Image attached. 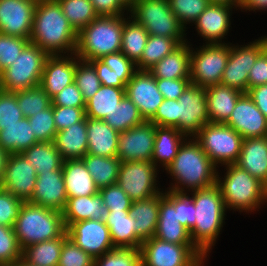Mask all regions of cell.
I'll return each mask as SVG.
<instances>
[{"instance_id": "1", "label": "cell", "mask_w": 267, "mask_h": 266, "mask_svg": "<svg viewBox=\"0 0 267 266\" xmlns=\"http://www.w3.org/2000/svg\"><path fill=\"white\" fill-rule=\"evenodd\" d=\"M77 32L64 16L57 0L36 4L30 42L48 55L73 54Z\"/></svg>"}, {"instance_id": "2", "label": "cell", "mask_w": 267, "mask_h": 266, "mask_svg": "<svg viewBox=\"0 0 267 266\" xmlns=\"http://www.w3.org/2000/svg\"><path fill=\"white\" fill-rule=\"evenodd\" d=\"M164 170L174 182L167 190L188 193L215 184L218 169L194 137H188Z\"/></svg>"}, {"instance_id": "3", "label": "cell", "mask_w": 267, "mask_h": 266, "mask_svg": "<svg viewBox=\"0 0 267 266\" xmlns=\"http://www.w3.org/2000/svg\"><path fill=\"white\" fill-rule=\"evenodd\" d=\"M195 205V225L189 234L194 246L207 258L226 220V206L217 183L191 191Z\"/></svg>"}, {"instance_id": "4", "label": "cell", "mask_w": 267, "mask_h": 266, "mask_svg": "<svg viewBox=\"0 0 267 266\" xmlns=\"http://www.w3.org/2000/svg\"><path fill=\"white\" fill-rule=\"evenodd\" d=\"M224 167V178L218 170L216 183L220 187L227 210L251 213L265 205L267 186L264 183L235 164Z\"/></svg>"}, {"instance_id": "5", "label": "cell", "mask_w": 267, "mask_h": 266, "mask_svg": "<svg viewBox=\"0 0 267 266\" xmlns=\"http://www.w3.org/2000/svg\"><path fill=\"white\" fill-rule=\"evenodd\" d=\"M14 232L22 250L32 244L61 237L66 232L62 211L24 201Z\"/></svg>"}, {"instance_id": "6", "label": "cell", "mask_w": 267, "mask_h": 266, "mask_svg": "<svg viewBox=\"0 0 267 266\" xmlns=\"http://www.w3.org/2000/svg\"><path fill=\"white\" fill-rule=\"evenodd\" d=\"M122 16H98L77 34L75 55L84 61L121 52Z\"/></svg>"}, {"instance_id": "7", "label": "cell", "mask_w": 267, "mask_h": 266, "mask_svg": "<svg viewBox=\"0 0 267 266\" xmlns=\"http://www.w3.org/2000/svg\"><path fill=\"white\" fill-rule=\"evenodd\" d=\"M129 13L149 35L172 38L180 45L188 42L187 30L170 9L168 0H135Z\"/></svg>"}, {"instance_id": "8", "label": "cell", "mask_w": 267, "mask_h": 266, "mask_svg": "<svg viewBox=\"0 0 267 266\" xmlns=\"http://www.w3.org/2000/svg\"><path fill=\"white\" fill-rule=\"evenodd\" d=\"M48 56L30 42L14 63L0 73V89L16 92L38 86Z\"/></svg>"}, {"instance_id": "9", "label": "cell", "mask_w": 267, "mask_h": 266, "mask_svg": "<svg viewBox=\"0 0 267 266\" xmlns=\"http://www.w3.org/2000/svg\"><path fill=\"white\" fill-rule=\"evenodd\" d=\"M212 163L221 166L235 164L239 158L243 138L224 123H208L194 136Z\"/></svg>"}, {"instance_id": "10", "label": "cell", "mask_w": 267, "mask_h": 266, "mask_svg": "<svg viewBox=\"0 0 267 266\" xmlns=\"http://www.w3.org/2000/svg\"><path fill=\"white\" fill-rule=\"evenodd\" d=\"M190 44V80L192 85L209 87L220 84L230 53V42L205 44L192 48Z\"/></svg>"}, {"instance_id": "11", "label": "cell", "mask_w": 267, "mask_h": 266, "mask_svg": "<svg viewBox=\"0 0 267 266\" xmlns=\"http://www.w3.org/2000/svg\"><path fill=\"white\" fill-rule=\"evenodd\" d=\"M141 266H198L208 260L194 244H173L152 237L140 247Z\"/></svg>"}, {"instance_id": "12", "label": "cell", "mask_w": 267, "mask_h": 266, "mask_svg": "<svg viewBox=\"0 0 267 266\" xmlns=\"http://www.w3.org/2000/svg\"><path fill=\"white\" fill-rule=\"evenodd\" d=\"M266 48L267 36L259 37L247 45L230 43V53L220 84L247 93L248 73Z\"/></svg>"}, {"instance_id": "13", "label": "cell", "mask_w": 267, "mask_h": 266, "mask_svg": "<svg viewBox=\"0 0 267 266\" xmlns=\"http://www.w3.org/2000/svg\"><path fill=\"white\" fill-rule=\"evenodd\" d=\"M158 171L151 161L121 162L117 184L132 201L147 199L162 190L157 184Z\"/></svg>"}, {"instance_id": "14", "label": "cell", "mask_w": 267, "mask_h": 266, "mask_svg": "<svg viewBox=\"0 0 267 266\" xmlns=\"http://www.w3.org/2000/svg\"><path fill=\"white\" fill-rule=\"evenodd\" d=\"M208 123L206 88L190 84L177 99V130L194 137Z\"/></svg>"}, {"instance_id": "15", "label": "cell", "mask_w": 267, "mask_h": 266, "mask_svg": "<svg viewBox=\"0 0 267 266\" xmlns=\"http://www.w3.org/2000/svg\"><path fill=\"white\" fill-rule=\"evenodd\" d=\"M155 140V124L144 121L118 135L117 157L121 162L151 161Z\"/></svg>"}, {"instance_id": "16", "label": "cell", "mask_w": 267, "mask_h": 266, "mask_svg": "<svg viewBox=\"0 0 267 266\" xmlns=\"http://www.w3.org/2000/svg\"><path fill=\"white\" fill-rule=\"evenodd\" d=\"M66 231L68 238L94 259L115 249L105 220L89 219L75 222Z\"/></svg>"}, {"instance_id": "17", "label": "cell", "mask_w": 267, "mask_h": 266, "mask_svg": "<svg viewBox=\"0 0 267 266\" xmlns=\"http://www.w3.org/2000/svg\"><path fill=\"white\" fill-rule=\"evenodd\" d=\"M37 181L36 170L22 153L9 154L0 187L22 201H28Z\"/></svg>"}, {"instance_id": "18", "label": "cell", "mask_w": 267, "mask_h": 266, "mask_svg": "<svg viewBox=\"0 0 267 266\" xmlns=\"http://www.w3.org/2000/svg\"><path fill=\"white\" fill-rule=\"evenodd\" d=\"M125 91L145 121L155 115L164 99L157 87L156 78L149 71L137 70L126 84Z\"/></svg>"}, {"instance_id": "19", "label": "cell", "mask_w": 267, "mask_h": 266, "mask_svg": "<svg viewBox=\"0 0 267 266\" xmlns=\"http://www.w3.org/2000/svg\"><path fill=\"white\" fill-rule=\"evenodd\" d=\"M224 124L233 128L243 139L267 136V118L247 93L238 98L231 116Z\"/></svg>"}, {"instance_id": "20", "label": "cell", "mask_w": 267, "mask_h": 266, "mask_svg": "<svg viewBox=\"0 0 267 266\" xmlns=\"http://www.w3.org/2000/svg\"><path fill=\"white\" fill-rule=\"evenodd\" d=\"M35 6L29 0H0V33L30 39Z\"/></svg>"}, {"instance_id": "21", "label": "cell", "mask_w": 267, "mask_h": 266, "mask_svg": "<svg viewBox=\"0 0 267 266\" xmlns=\"http://www.w3.org/2000/svg\"><path fill=\"white\" fill-rule=\"evenodd\" d=\"M233 8L239 9L236 5L210 3L200 14L193 24L205 44H225L222 39L229 33Z\"/></svg>"}, {"instance_id": "22", "label": "cell", "mask_w": 267, "mask_h": 266, "mask_svg": "<svg viewBox=\"0 0 267 266\" xmlns=\"http://www.w3.org/2000/svg\"><path fill=\"white\" fill-rule=\"evenodd\" d=\"M67 55V56H66ZM76 55H49L46 59L39 86L52 99L67 85L74 82Z\"/></svg>"}, {"instance_id": "23", "label": "cell", "mask_w": 267, "mask_h": 266, "mask_svg": "<svg viewBox=\"0 0 267 266\" xmlns=\"http://www.w3.org/2000/svg\"><path fill=\"white\" fill-rule=\"evenodd\" d=\"M67 199L63 170L61 168L38 174L34 192L28 201L43 207L63 211Z\"/></svg>"}, {"instance_id": "24", "label": "cell", "mask_w": 267, "mask_h": 266, "mask_svg": "<svg viewBox=\"0 0 267 266\" xmlns=\"http://www.w3.org/2000/svg\"><path fill=\"white\" fill-rule=\"evenodd\" d=\"M235 165L267 186V136L243 139Z\"/></svg>"}, {"instance_id": "25", "label": "cell", "mask_w": 267, "mask_h": 266, "mask_svg": "<svg viewBox=\"0 0 267 266\" xmlns=\"http://www.w3.org/2000/svg\"><path fill=\"white\" fill-rule=\"evenodd\" d=\"M108 211L98 192L95 195L68 198L62 215L67 229L72 223L83 220L103 221L106 219Z\"/></svg>"}, {"instance_id": "26", "label": "cell", "mask_w": 267, "mask_h": 266, "mask_svg": "<svg viewBox=\"0 0 267 266\" xmlns=\"http://www.w3.org/2000/svg\"><path fill=\"white\" fill-rule=\"evenodd\" d=\"M154 237L173 244H193L189 231L179 221L178 208H175L165 196L160 199Z\"/></svg>"}, {"instance_id": "27", "label": "cell", "mask_w": 267, "mask_h": 266, "mask_svg": "<svg viewBox=\"0 0 267 266\" xmlns=\"http://www.w3.org/2000/svg\"><path fill=\"white\" fill-rule=\"evenodd\" d=\"M87 154L102 157H117L118 135L104 120L86 117Z\"/></svg>"}, {"instance_id": "28", "label": "cell", "mask_w": 267, "mask_h": 266, "mask_svg": "<svg viewBox=\"0 0 267 266\" xmlns=\"http://www.w3.org/2000/svg\"><path fill=\"white\" fill-rule=\"evenodd\" d=\"M163 190L147 199L133 201L129 215L136 220V235L143 242L155 236Z\"/></svg>"}, {"instance_id": "29", "label": "cell", "mask_w": 267, "mask_h": 266, "mask_svg": "<svg viewBox=\"0 0 267 266\" xmlns=\"http://www.w3.org/2000/svg\"><path fill=\"white\" fill-rule=\"evenodd\" d=\"M243 93L222 84L206 87L208 117L211 123H225Z\"/></svg>"}, {"instance_id": "30", "label": "cell", "mask_w": 267, "mask_h": 266, "mask_svg": "<svg viewBox=\"0 0 267 266\" xmlns=\"http://www.w3.org/2000/svg\"><path fill=\"white\" fill-rule=\"evenodd\" d=\"M53 142L63 160L82 159L88 147L86 117L57 132Z\"/></svg>"}, {"instance_id": "31", "label": "cell", "mask_w": 267, "mask_h": 266, "mask_svg": "<svg viewBox=\"0 0 267 266\" xmlns=\"http://www.w3.org/2000/svg\"><path fill=\"white\" fill-rule=\"evenodd\" d=\"M62 170L68 198L95 195L99 192L81 159L64 160Z\"/></svg>"}, {"instance_id": "32", "label": "cell", "mask_w": 267, "mask_h": 266, "mask_svg": "<svg viewBox=\"0 0 267 266\" xmlns=\"http://www.w3.org/2000/svg\"><path fill=\"white\" fill-rule=\"evenodd\" d=\"M105 223L115 248L140 249L142 241L136 235V220L129 211H108Z\"/></svg>"}, {"instance_id": "33", "label": "cell", "mask_w": 267, "mask_h": 266, "mask_svg": "<svg viewBox=\"0 0 267 266\" xmlns=\"http://www.w3.org/2000/svg\"><path fill=\"white\" fill-rule=\"evenodd\" d=\"M188 137L175 127L155 125V140L151 162L159 169H166L178 154L179 148ZM161 165V166H160Z\"/></svg>"}, {"instance_id": "34", "label": "cell", "mask_w": 267, "mask_h": 266, "mask_svg": "<svg viewBox=\"0 0 267 266\" xmlns=\"http://www.w3.org/2000/svg\"><path fill=\"white\" fill-rule=\"evenodd\" d=\"M181 44L156 63L149 72L156 79H190V45Z\"/></svg>"}, {"instance_id": "35", "label": "cell", "mask_w": 267, "mask_h": 266, "mask_svg": "<svg viewBox=\"0 0 267 266\" xmlns=\"http://www.w3.org/2000/svg\"><path fill=\"white\" fill-rule=\"evenodd\" d=\"M67 231L58 238L32 244L22 250V260L31 266H58Z\"/></svg>"}, {"instance_id": "36", "label": "cell", "mask_w": 267, "mask_h": 266, "mask_svg": "<svg viewBox=\"0 0 267 266\" xmlns=\"http://www.w3.org/2000/svg\"><path fill=\"white\" fill-rule=\"evenodd\" d=\"M27 117L0 130V147L8 154L22 153L38 143Z\"/></svg>"}, {"instance_id": "37", "label": "cell", "mask_w": 267, "mask_h": 266, "mask_svg": "<svg viewBox=\"0 0 267 266\" xmlns=\"http://www.w3.org/2000/svg\"><path fill=\"white\" fill-rule=\"evenodd\" d=\"M81 160L99 189L117 183L121 166V160L118 157L86 154Z\"/></svg>"}, {"instance_id": "38", "label": "cell", "mask_w": 267, "mask_h": 266, "mask_svg": "<svg viewBox=\"0 0 267 266\" xmlns=\"http://www.w3.org/2000/svg\"><path fill=\"white\" fill-rule=\"evenodd\" d=\"M36 174L55 171L62 168L63 159L54 142H38L22 152Z\"/></svg>"}, {"instance_id": "39", "label": "cell", "mask_w": 267, "mask_h": 266, "mask_svg": "<svg viewBox=\"0 0 267 266\" xmlns=\"http://www.w3.org/2000/svg\"><path fill=\"white\" fill-rule=\"evenodd\" d=\"M125 95V88L101 85L96 94L86 102V117L103 120L120 104Z\"/></svg>"}, {"instance_id": "40", "label": "cell", "mask_w": 267, "mask_h": 266, "mask_svg": "<svg viewBox=\"0 0 267 266\" xmlns=\"http://www.w3.org/2000/svg\"><path fill=\"white\" fill-rule=\"evenodd\" d=\"M148 37L149 34L142 25L130 16L123 15L121 52L135 64L142 57Z\"/></svg>"}, {"instance_id": "41", "label": "cell", "mask_w": 267, "mask_h": 266, "mask_svg": "<svg viewBox=\"0 0 267 266\" xmlns=\"http://www.w3.org/2000/svg\"><path fill=\"white\" fill-rule=\"evenodd\" d=\"M180 44L172 38L149 35L142 57L136 63L139 71H149L166 55L172 53Z\"/></svg>"}, {"instance_id": "42", "label": "cell", "mask_w": 267, "mask_h": 266, "mask_svg": "<svg viewBox=\"0 0 267 266\" xmlns=\"http://www.w3.org/2000/svg\"><path fill=\"white\" fill-rule=\"evenodd\" d=\"M114 130L124 132L132 127L142 124L145 120L140 115L137 106L124 96L120 104L103 119Z\"/></svg>"}, {"instance_id": "43", "label": "cell", "mask_w": 267, "mask_h": 266, "mask_svg": "<svg viewBox=\"0 0 267 266\" xmlns=\"http://www.w3.org/2000/svg\"><path fill=\"white\" fill-rule=\"evenodd\" d=\"M64 16L78 33L98 17L90 0H57Z\"/></svg>"}, {"instance_id": "44", "label": "cell", "mask_w": 267, "mask_h": 266, "mask_svg": "<svg viewBox=\"0 0 267 266\" xmlns=\"http://www.w3.org/2000/svg\"><path fill=\"white\" fill-rule=\"evenodd\" d=\"M18 106L24 117H31L48 108L51 104L49 95L38 85L15 92Z\"/></svg>"}, {"instance_id": "45", "label": "cell", "mask_w": 267, "mask_h": 266, "mask_svg": "<svg viewBox=\"0 0 267 266\" xmlns=\"http://www.w3.org/2000/svg\"><path fill=\"white\" fill-rule=\"evenodd\" d=\"M74 82L87 102L101 87V82L91 62L79 59L76 56Z\"/></svg>"}, {"instance_id": "46", "label": "cell", "mask_w": 267, "mask_h": 266, "mask_svg": "<svg viewBox=\"0 0 267 266\" xmlns=\"http://www.w3.org/2000/svg\"><path fill=\"white\" fill-rule=\"evenodd\" d=\"M32 132L38 142H53L57 129L54 123L52 104L37 114L28 117Z\"/></svg>"}, {"instance_id": "47", "label": "cell", "mask_w": 267, "mask_h": 266, "mask_svg": "<svg viewBox=\"0 0 267 266\" xmlns=\"http://www.w3.org/2000/svg\"><path fill=\"white\" fill-rule=\"evenodd\" d=\"M94 266H141L140 249L115 248L94 259Z\"/></svg>"}, {"instance_id": "48", "label": "cell", "mask_w": 267, "mask_h": 266, "mask_svg": "<svg viewBox=\"0 0 267 266\" xmlns=\"http://www.w3.org/2000/svg\"><path fill=\"white\" fill-rule=\"evenodd\" d=\"M170 9L186 28L187 24L194 23L200 14L210 4L208 0H168Z\"/></svg>"}, {"instance_id": "49", "label": "cell", "mask_w": 267, "mask_h": 266, "mask_svg": "<svg viewBox=\"0 0 267 266\" xmlns=\"http://www.w3.org/2000/svg\"><path fill=\"white\" fill-rule=\"evenodd\" d=\"M164 196L178 208L179 221L189 232L195 225V205L189 193H179L165 189Z\"/></svg>"}, {"instance_id": "50", "label": "cell", "mask_w": 267, "mask_h": 266, "mask_svg": "<svg viewBox=\"0 0 267 266\" xmlns=\"http://www.w3.org/2000/svg\"><path fill=\"white\" fill-rule=\"evenodd\" d=\"M20 259H22V248L13 227L0 225V266L14 263Z\"/></svg>"}, {"instance_id": "51", "label": "cell", "mask_w": 267, "mask_h": 266, "mask_svg": "<svg viewBox=\"0 0 267 266\" xmlns=\"http://www.w3.org/2000/svg\"><path fill=\"white\" fill-rule=\"evenodd\" d=\"M29 43L30 39L0 33V73L14 63Z\"/></svg>"}, {"instance_id": "52", "label": "cell", "mask_w": 267, "mask_h": 266, "mask_svg": "<svg viewBox=\"0 0 267 266\" xmlns=\"http://www.w3.org/2000/svg\"><path fill=\"white\" fill-rule=\"evenodd\" d=\"M23 117L15 92L0 89V130L15 124Z\"/></svg>"}, {"instance_id": "53", "label": "cell", "mask_w": 267, "mask_h": 266, "mask_svg": "<svg viewBox=\"0 0 267 266\" xmlns=\"http://www.w3.org/2000/svg\"><path fill=\"white\" fill-rule=\"evenodd\" d=\"M104 205L109 211H129L132 200L116 183L99 189Z\"/></svg>"}, {"instance_id": "54", "label": "cell", "mask_w": 267, "mask_h": 266, "mask_svg": "<svg viewBox=\"0 0 267 266\" xmlns=\"http://www.w3.org/2000/svg\"><path fill=\"white\" fill-rule=\"evenodd\" d=\"M58 266H94V258L67 238L63 243Z\"/></svg>"}, {"instance_id": "55", "label": "cell", "mask_w": 267, "mask_h": 266, "mask_svg": "<svg viewBox=\"0 0 267 266\" xmlns=\"http://www.w3.org/2000/svg\"><path fill=\"white\" fill-rule=\"evenodd\" d=\"M24 201L0 187V225L14 227Z\"/></svg>"}, {"instance_id": "56", "label": "cell", "mask_w": 267, "mask_h": 266, "mask_svg": "<svg viewBox=\"0 0 267 266\" xmlns=\"http://www.w3.org/2000/svg\"><path fill=\"white\" fill-rule=\"evenodd\" d=\"M53 117L57 132L82 121L85 117V108L53 106Z\"/></svg>"}, {"instance_id": "57", "label": "cell", "mask_w": 267, "mask_h": 266, "mask_svg": "<svg viewBox=\"0 0 267 266\" xmlns=\"http://www.w3.org/2000/svg\"><path fill=\"white\" fill-rule=\"evenodd\" d=\"M100 79L101 85L125 88L128 81L133 77V75H118L116 71L111 70L104 62L100 59H95L90 61Z\"/></svg>"}, {"instance_id": "58", "label": "cell", "mask_w": 267, "mask_h": 266, "mask_svg": "<svg viewBox=\"0 0 267 266\" xmlns=\"http://www.w3.org/2000/svg\"><path fill=\"white\" fill-rule=\"evenodd\" d=\"M156 126L177 129V100L163 99L155 115L149 120Z\"/></svg>"}, {"instance_id": "59", "label": "cell", "mask_w": 267, "mask_h": 266, "mask_svg": "<svg viewBox=\"0 0 267 266\" xmlns=\"http://www.w3.org/2000/svg\"><path fill=\"white\" fill-rule=\"evenodd\" d=\"M52 106L85 108L86 102L83 99L81 91L75 82L67 85L61 92L52 99Z\"/></svg>"}, {"instance_id": "60", "label": "cell", "mask_w": 267, "mask_h": 266, "mask_svg": "<svg viewBox=\"0 0 267 266\" xmlns=\"http://www.w3.org/2000/svg\"><path fill=\"white\" fill-rule=\"evenodd\" d=\"M100 60L118 75H133L137 71L136 64L122 52L105 55Z\"/></svg>"}, {"instance_id": "61", "label": "cell", "mask_w": 267, "mask_h": 266, "mask_svg": "<svg viewBox=\"0 0 267 266\" xmlns=\"http://www.w3.org/2000/svg\"><path fill=\"white\" fill-rule=\"evenodd\" d=\"M156 84L164 99L177 100L191 84V80L156 79Z\"/></svg>"}, {"instance_id": "62", "label": "cell", "mask_w": 267, "mask_h": 266, "mask_svg": "<svg viewBox=\"0 0 267 266\" xmlns=\"http://www.w3.org/2000/svg\"><path fill=\"white\" fill-rule=\"evenodd\" d=\"M264 84H267V48L257 57L248 73V90Z\"/></svg>"}, {"instance_id": "63", "label": "cell", "mask_w": 267, "mask_h": 266, "mask_svg": "<svg viewBox=\"0 0 267 266\" xmlns=\"http://www.w3.org/2000/svg\"><path fill=\"white\" fill-rule=\"evenodd\" d=\"M98 16L128 15L129 9L121 0H90ZM126 12V13H124Z\"/></svg>"}, {"instance_id": "64", "label": "cell", "mask_w": 267, "mask_h": 266, "mask_svg": "<svg viewBox=\"0 0 267 266\" xmlns=\"http://www.w3.org/2000/svg\"><path fill=\"white\" fill-rule=\"evenodd\" d=\"M247 94L251 97L257 108L267 118V84L250 88Z\"/></svg>"}, {"instance_id": "65", "label": "cell", "mask_w": 267, "mask_h": 266, "mask_svg": "<svg viewBox=\"0 0 267 266\" xmlns=\"http://www.w3.org/2000/svg\"><path fill=\"white\" fill-rule=\"evenodd\" d=\"M240 10H245L247 12V10L249 11H263L267 9V0H244L240 7Z\"/></svg>"}, {"instance_id": "66", "label": "cell", "mask_w": 267, "mask_h": 266, "mask_svg": "<svg viewBox=\"0 0 267 266\" xmlns=\"http://www.w3.org/2000/svg\"><path fill=\"white\" fill-rule=\"evenodd\" d=\"M8 156L9 154L3 148L0 147V180L3 176Z\"/></svg>"}, {"instance_id": "67", "label": "cell", "mask_w": 267, "mask_h": 266, "mask_svg": "<svg viewBox=\"0 0 267 266\" xmlns=\"http://www.w3.org/2000/svg\"><path fill=\"white\" fill-rule=\"evenodd\" d=\"M210 3H223L238 6V0H208Z\"/></svg>"}, {"instance_id": "68", "label": "cell", "mask_w": 267, "mask_h": 266, "mask_svg": "<svg viewBox=\"0 0 267 266\" xmlns=\"http://www.w3.org/2000/svg\"><path fill=\"white\" fill-rule=\"evenodd\" d=\"M5 266H31V265H28L25 261L20 259V260L14 262V263H11V264H8V265H5Z\"/></svg>"}, {"instance_id": "69", "label": "cell", "mask_w": 267, "mask_h": 266, "mask_svg": "<svg viewBox=\"0 0 267 266\" xmlns=\"http://www.w3.org/2000/svg\"><path fill=\"white\" fill-rule=\"evenodd\" d=\"M135 0H121V2L129 9Z\"/></svg>"}, {"instance_id": "70", "label": "cell", "mask_w": 267, "mask_h": 266, "mask_svg": "<svg viewBox=\"0 0 267 266\" xmlns=\"http://www.w3.org/2000/svg\"><path fill=\"white\" fill-rule=\"evenodd\" d=\"M29 1H32V2H34L35 4H39V3H43V2L51 1V0H29Z\"/></svg>"}, {"instance_id": "71", "label": "cell", "mask_w": 267, "mask_h": 266, "mask_svg": "<svg viewBox=\"0 0 267 266\" xmlns=\"http://www.w3.org/2000/svg\"><path fill=\"white\" fill-rule=\"evenodd\" d=\"M244 0H238V7H240L241 3L243 2Z\"/></svg>"}, {"instance_id": "72", "label": "cell", "mask_w": 267, "mask_h": 266, "mask_svg": "<svg viewBox=\"0 0 267 266\" xmlns=\"http://www.w3.org/2000/svg\"><path fill=\"white\" fill-rule=\"evenodd\" d=\"M204 262H205V261H203L202 263H200L198 266H204Z\"/></svg>"}]
</instances>
